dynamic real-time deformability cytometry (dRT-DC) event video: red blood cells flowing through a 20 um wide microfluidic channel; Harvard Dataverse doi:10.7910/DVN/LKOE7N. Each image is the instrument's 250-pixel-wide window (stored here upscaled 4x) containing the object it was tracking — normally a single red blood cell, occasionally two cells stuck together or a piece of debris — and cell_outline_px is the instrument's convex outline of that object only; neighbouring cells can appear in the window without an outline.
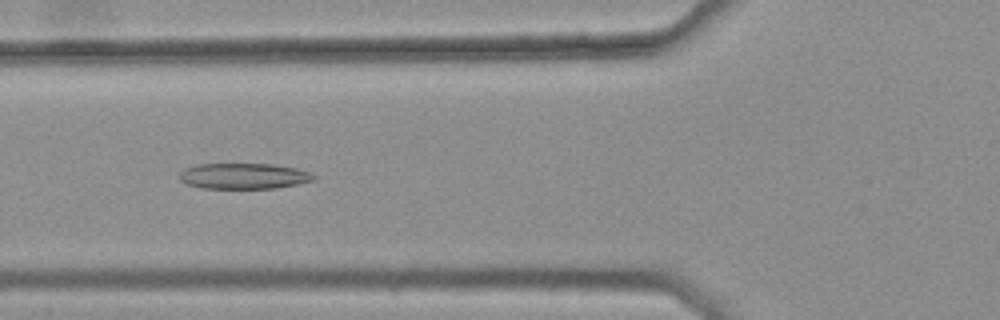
{"species": "common noctule bat (a hibernating species)", "species_latin": "Nyctalus noctula", "temperature_condition": "warm", "stored_images_in_passage": 33, "camera_frame_rate_fps": 3000, "um_per_image_px": 0.085, "animal": {"sex": "female", "body_mass_g": 25.1}, "frame": {"image": 1, "passage_image": 8, "time_ms": 2.333, "image_size_px": [1000, 320], "cell_outline_px": [[316, 180], [276, 188], [200, 188], [188, 184], [180, 180], [180, 172], [184, 168], [196, 164], [272, 164], [296, 168], [312, 172], [316, 176]], "centroid_in_image_um": [20.74, 14.96], "position_along_channel_um": 105.1, "area_um2": 20.23}}
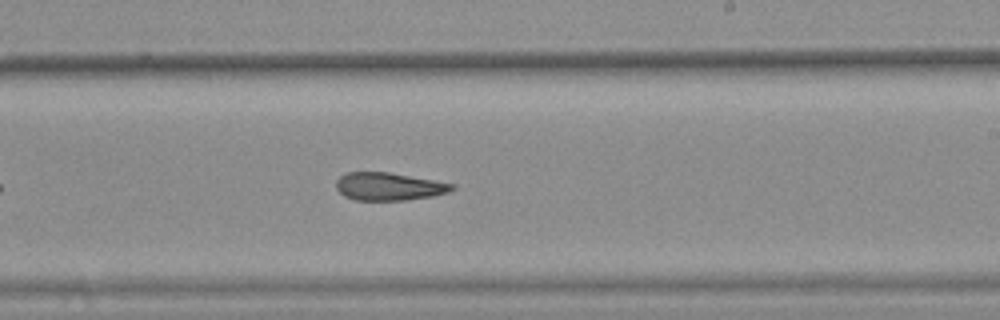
{"frame": {"image": 2, "passage_image": 20, "time_ms": 6.333, "image_size_px": [1000, 320], "cell_outline_px": [[456, 188], [448, 192], [432, 196], [404, 200], [356, 200], [344, 196], [336, 188], [336, 180], [340, 176], [348, 172], [388, 172], [456, 184]], "centroid_in_image_um": [33.05, 15.85], "position_along_channel_um": 255.9, "area_um2": 18.73}}
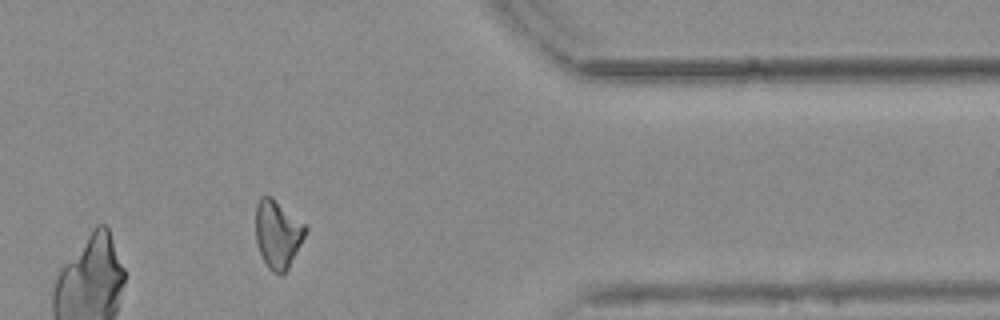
{"frame": {"image": 3, "passage_image": 32, "time_ms": 10.333, "image_size_px": [1000, 320], "cell_outline_px": [[308, 228], [288, 268], [280, 276], [272, 272], [268, 268], [260, 252], [256, 240], [256, 204], [260, 196], [272, 196], [308, 224]], "centroid_in_image_um": [23.62, 19.85], "position_along_channel_um": 387.8, "area_um2": 19.94}, "authors_computed_cell_mechanics": {"area_um2": 19.7098, "velocity_mm_per_s": 3.7776, "shape_relaxation_time_tau1_ms": null, "shape_relaxation_time_tau2_ms": 4.2772, "deformation_change_tau1": null, "deformation_change_tau2": 0.1423}}